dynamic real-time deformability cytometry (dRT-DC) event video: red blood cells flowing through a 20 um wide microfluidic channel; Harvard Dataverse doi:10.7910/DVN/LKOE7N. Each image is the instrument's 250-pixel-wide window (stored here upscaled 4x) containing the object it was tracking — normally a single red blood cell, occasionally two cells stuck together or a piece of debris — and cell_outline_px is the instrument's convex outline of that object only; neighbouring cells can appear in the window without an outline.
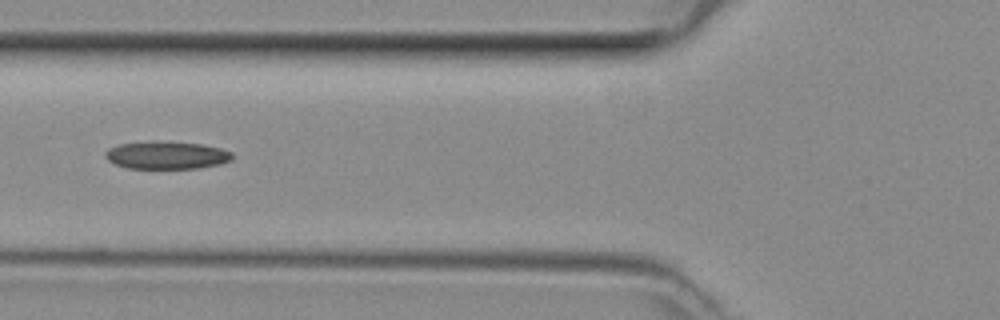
{"species": "common noctule bat (a hibernating species)", "species_latin": "Nyctalus noctula", "temperature_condition": "room temperature", "stored_images_in_passage": 40, "camera_frame_rate_fps": 3000, "um_per_image_px": 0.085, "animal": {"sex": "female", "body_mass_g": 29.2, "forearm_length_mm": 56.3}, "frame": {"image": 1, "passage_image": 11, "time_ms": 3.333, "image_size_px": [1000, 320], "cell_outline_px": [[232, 160], [220, 164], [200, 168], [128, 168], [116, 164], [108, 160], [104, 156], [104, 152], [108, 148], [120, 144], [152, 140], [156, 140], [204, 144], [220, 148], [232, 152]], "centroid_in_image_um": [14.16, 13.17], "position_along_channel_um": 111.6, "area_um2": 20.75}}
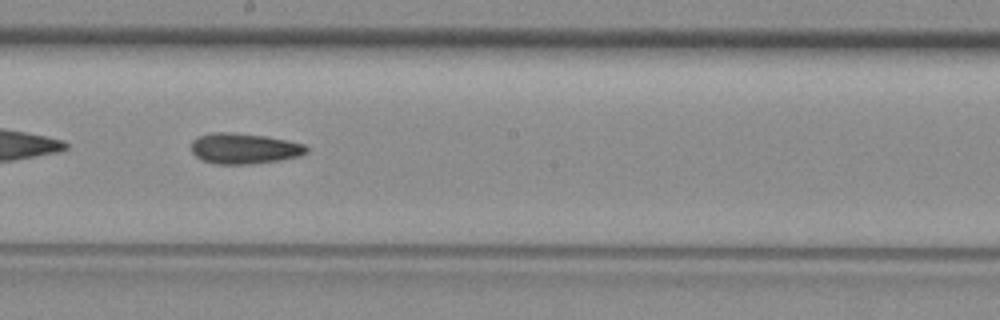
{"frame": {"image": 2, "passage_image": 19, "time_ms": 6.0, "image_size_px": [1000, 320], "cell_outline_px": [[308, 152], [300, 156], [280, 160], [252, 164], [216, 164], [200, 160], [192, 152], [192, 140], [200, 136], [212, 132], [232, 132], [264, 136], [304, 144], [308, 148]], "centroid_in_image_um": [20.74, 12.63], "position_along_channel_um": 227.5, "area_um2": 20.58}}
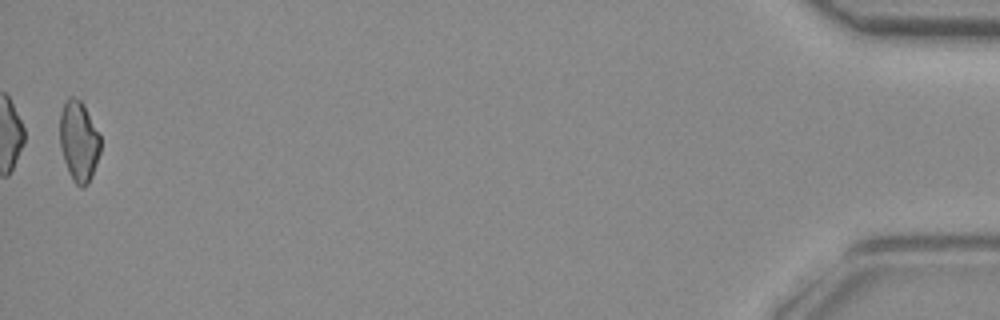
{"frame": {"image": 3, "passage_image": 40, "time_ms": 13.0, "image_size_px": [1000, 320], "cell_outline_px": [[100, 152], [92, 176], [88, 184], [84, 188], [80, 188], [72, 180], [68, 172], [64, 160], [60, 144], [60, 112], [68, 96], [72, 96], [80, 100], [84, 104], [100, 136]], "centroid_in_image_um": [6.7, 12.02], "position_along_channel_um": 428.5, "area_um2": 19.13}}